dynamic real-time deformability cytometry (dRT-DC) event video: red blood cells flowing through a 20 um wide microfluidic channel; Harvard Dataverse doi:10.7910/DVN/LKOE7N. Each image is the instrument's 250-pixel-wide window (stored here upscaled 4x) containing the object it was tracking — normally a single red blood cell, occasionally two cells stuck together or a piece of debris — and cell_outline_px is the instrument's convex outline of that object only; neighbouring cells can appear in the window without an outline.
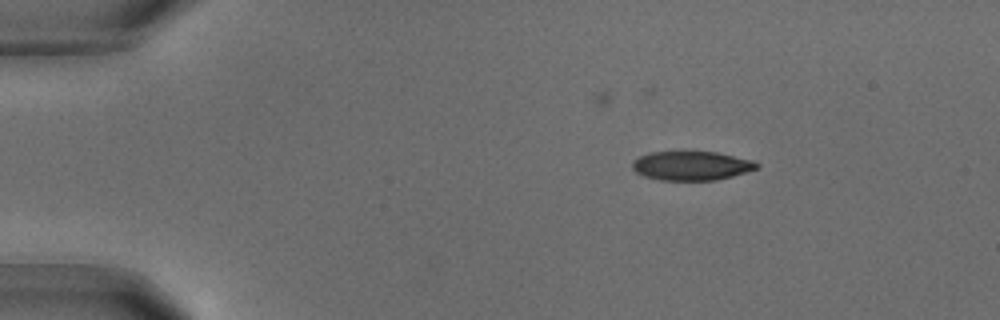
{"species": "common noctule bat (a hibernating species)", "species_latin": "Nyctalus noctula", "temperature_condition": "warm", "stored_images_in_passage": 58, "camera_frame_rate_fps": 3000, "um_per_image_px": 0.085, "animal": {"sex": "male", "body_mass_g": 18.8}, "frame": {"image": 1, "passage_image": 1, "time_ms": 0.0, "image_size_px": [1000, 320], "cell_outline_px": [[760, 168], [732, 176], [716, 180], [660, 180], [644, 176], [636, 172], [632, 168], [632, 160], [640, 156], [652, 152], [680, 148], [684, 148], [716, 152], [752, 160], [760, 164]], "centroid_in_image_um": [58.75, 14.03], "position_along_channel_um": 26.3, "area_um2": 22.02}}
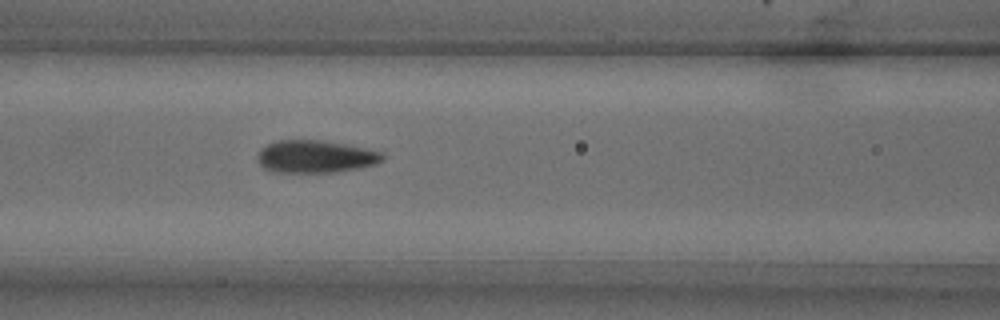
{"frame": {"image": 2, "passage_image": 25, "time_ms": 8.0, "image_size_px": [1000, 320], "cell_outline_px": [[384, 160], [376, 164], [360, 168], [332, 172], [272, 172], [264, 168], [256, 160], [256, 156], [260, 148], [276, 140], [320, 140], [344, 144], [384, 152]], "centroid_in_image_um": [26.79, 13.31], "position_along_channel_um": 139.8, "area_um2": 23.87}}
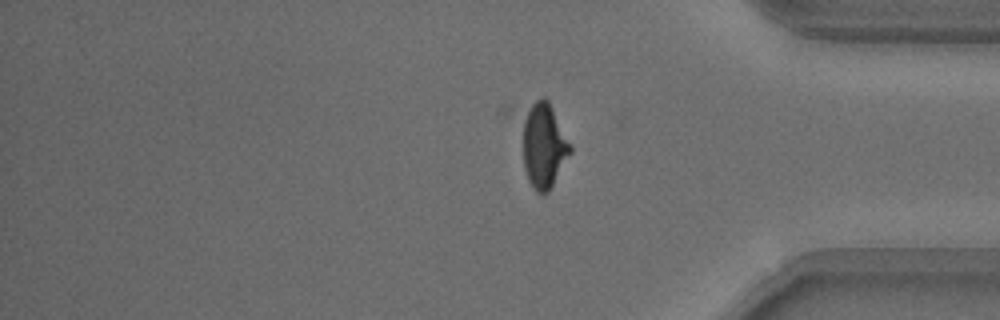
{"frame": {"image": 3, "passage_image": 58, "time_ms": 19.0, "image_size_px": [1000, 320], "cell_outline_px": [[572, 152], [548, 192], [536, 192], [528, 180], [524, 168], [524, 112], [540, 96], [544, 96], [548, 100], [572, 148]], "centroid_in_image_um": [46.23, 12.37], "position_along_channel_um": 389.0, "area_um2": 23.12}}